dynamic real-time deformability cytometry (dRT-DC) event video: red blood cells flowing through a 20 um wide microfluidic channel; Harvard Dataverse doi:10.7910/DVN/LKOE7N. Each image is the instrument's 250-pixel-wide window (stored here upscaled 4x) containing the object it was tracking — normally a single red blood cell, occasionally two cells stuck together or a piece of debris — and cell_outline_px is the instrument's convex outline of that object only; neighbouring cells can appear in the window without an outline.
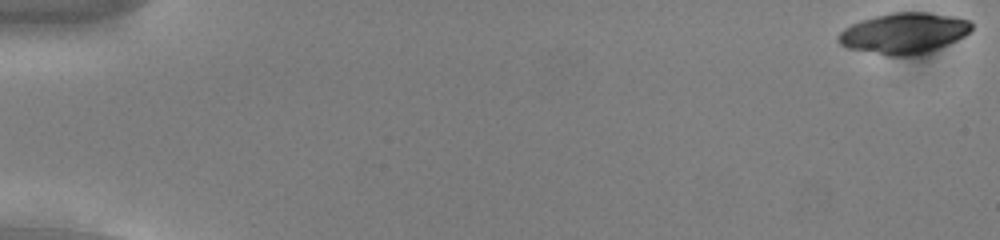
{"species": "common noctule bat (a hibernating species)", "species_latin": "Nyctalus noctula", "temperature_condition": "cold", "stored_images_in_passage": 55, "camera_frame_rate_fps": 3000, "um_per_image_px": 0.085, "animal": {"sex": "male", "body_mass_g": 13.0, "forearm_length_mm": 53.1}, "frame": {"image": 1, "passage_image": 1, "time_ms": 0.0, "image_size_px": [1000, 240], "cell_outline_px": [[972, 28], [964, 36], [948, 44], [928, 52], [912, 56], [888, 56], [848, 48], [840, 44], [836, 40], [836, 36], [844, 28], [852, 24], [876, 16], [892, 12], [928, 12], [952, 16], [972, 20]], "centroid_in_image_um": [76.83, 2.83], "position_along_channel_um": 8.2, "area_um2": 31.67}}